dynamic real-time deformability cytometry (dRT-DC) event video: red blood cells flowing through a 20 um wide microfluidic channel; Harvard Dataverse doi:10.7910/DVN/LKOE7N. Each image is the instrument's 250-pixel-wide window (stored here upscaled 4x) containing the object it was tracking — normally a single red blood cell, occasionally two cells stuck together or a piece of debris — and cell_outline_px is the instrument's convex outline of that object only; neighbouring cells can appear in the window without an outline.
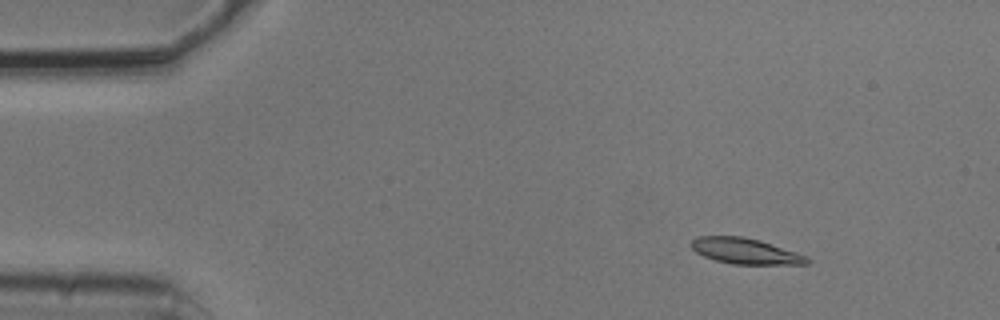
{"species": "common noctule bat (a hibernating species)", "species_latin": "Nyctalus noctula", "temperature_condition": "cold", "stored_images_in_passage": 13, "camera_frame_rate_fps": 3000, "um_per_image_px": 0.085, "animal": {"sex": "male", "body_mass_g": 20.5, "forearm_length_mm": 52.5}, "frame": {"image": 1, "passage_image": 2, "time_ms": 0.333, "image_size_px": [1000, 320], "cell_outline_px": [[812, 260], [808, 264], [732, 264], [716, 260], [704, 256], [696, 252], [692, 248], [692, 240], [696, 236], [740, 236], [760, 240], [808, 256]], "centroid_in_image_um": [63.38, 21.34], "position_along_channel_um": 21.6, "area_um2": 17.34}}
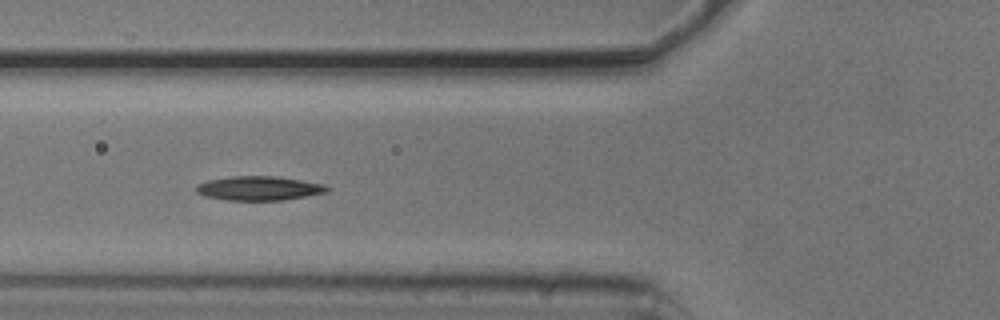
{"frame": {"image": 2, "passage_image": 5, "time_ms": 1.333, "image_size_px": [1000, 320], "cell_outline_px": [[332, 188], [328, 192], [284, 200], [224, 200], [204, 196], [196, 192], [196, 184], [208, 180], [228, 176], [276, 176], [324, 184]], "centroid_in_image_um": [22.0, 16.0], "position_along_channel_um": 103.8, "area_um2": 18.61}}
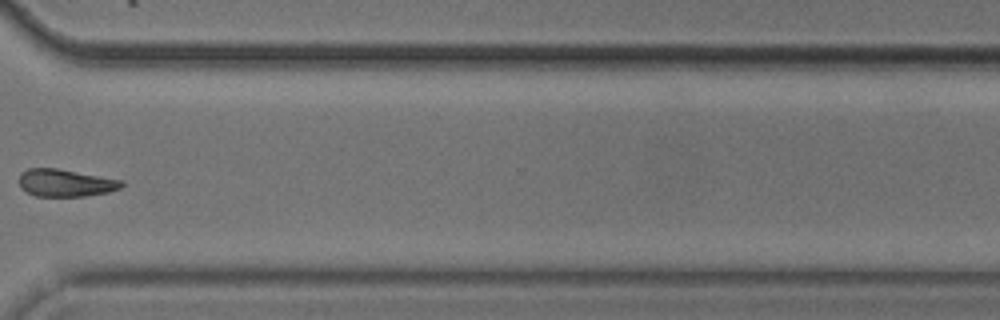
{"frame": {"image": 3, "passage_image": 11, "time_ms": 3.333, "image_size_px": [1000, 320], "cell_outline_px": [[124, 184], [120, 188], [108, 192], [84, 196], [36, 196], [20, 188], [20, 172], [28, 168], [56, 168], [124, 180]], "centroid_in_image_um": [5.57, 15.54], "position_along_channel_um": 365.0, "area_um2": 16.36}}